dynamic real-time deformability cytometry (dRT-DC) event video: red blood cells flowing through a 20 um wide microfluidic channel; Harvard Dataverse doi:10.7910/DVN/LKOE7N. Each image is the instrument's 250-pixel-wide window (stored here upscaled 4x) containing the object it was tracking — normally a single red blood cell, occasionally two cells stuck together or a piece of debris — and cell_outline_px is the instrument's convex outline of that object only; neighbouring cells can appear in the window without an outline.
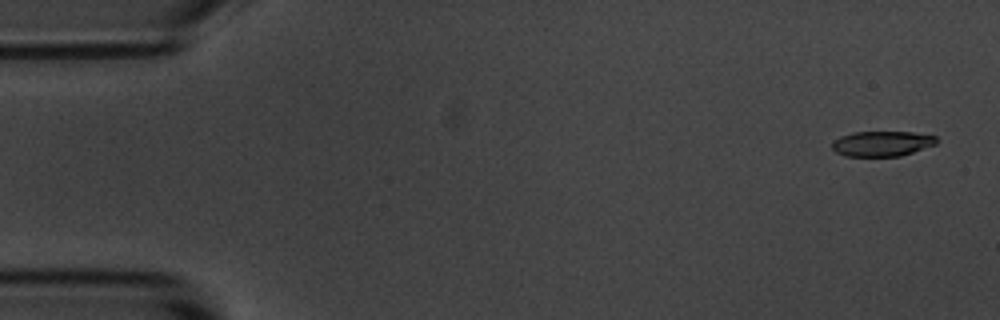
{"species": "common noctule bat (a hibernating species)", "species_latin": "Nyctalus noctula", "temperature_condition": "room temperature", "stored_images_in_passage": 4, "camera_frame_rate_fps": 3000, "um_per_image_px": 0.085, "animal": {"sex": "male", "body_mass_g": 20.1, "forearm_length_mm": 53.5}, "frame": {"image": 1, "passage_image": 1, "time_ms": 0.0, "image_size_px": [1000, 320], "cell_outline_px": [[936, 144], [900, 156], [844, 156], [836, 152], [832, 148], [832, 140], [840, 136], [852, 132], [912, 132], [936, 136]], "centroid_in_image_um": [74.92, 12.2], "position_along_channel_um": 10.1, "area_um2": 15.32}}
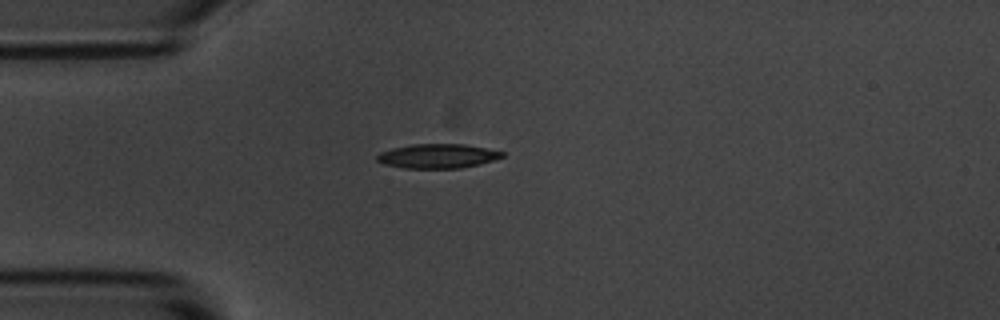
{"frame": {"image": 2, "passage_image": 4, "time_ms": 4.0, "image_size_px": [1000, 320], "cell_outline_px": [[504, 156], [480, 164], [460, 168], [404, 168], [384, 164], [376, 160], [376, 156], [380, 152], [392, 148], [412, 144], [464, 144], [504, 152]], "centroid_in_image_um": [37.16, 13.26], "position_along_channel_um": 47.8, "area_um2": 17.63}}